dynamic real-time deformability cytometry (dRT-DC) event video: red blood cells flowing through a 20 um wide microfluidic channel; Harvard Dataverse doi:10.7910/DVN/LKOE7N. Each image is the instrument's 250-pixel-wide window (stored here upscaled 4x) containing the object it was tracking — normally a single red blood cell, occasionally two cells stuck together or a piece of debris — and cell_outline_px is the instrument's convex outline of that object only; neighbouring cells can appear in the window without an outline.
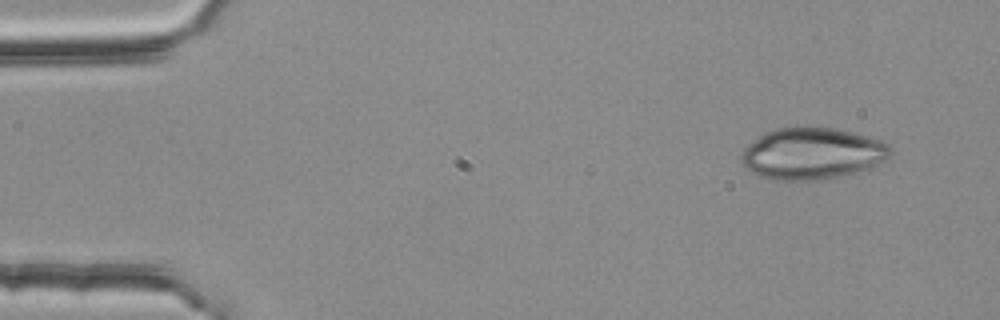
{"species": "common noctule bat (a hibernating species)", "species_latin": "Nyctalus noctula", "temperature_condition": "room temperature", "stored_images_in_passage": 3, "camera_frame_rate_fps": 3000, "um_per_image_px": 0.085, "animal": {"sex": "female", "body_mass_g": 25.1}, "frame": {"image": 1, "passage_image": 1, "time_ms": 0.0, "image_size_px": [1000, 320], "cell_outline_px": [[892, 152], [884, 160], [868, 172], [816, 180], [776, 180], [760, 176], [752, 172], [740, 160], [740, 152], [744, 148], [764, 132], [776, 128], [800, 124], [836, 128], [852, 132], [880, 140], [888, 144], [892, 148]], "centroid_in_image_um": [69.06, 13.03], "position_along_channel_um": 15.9, "area_um2": 45.95}}